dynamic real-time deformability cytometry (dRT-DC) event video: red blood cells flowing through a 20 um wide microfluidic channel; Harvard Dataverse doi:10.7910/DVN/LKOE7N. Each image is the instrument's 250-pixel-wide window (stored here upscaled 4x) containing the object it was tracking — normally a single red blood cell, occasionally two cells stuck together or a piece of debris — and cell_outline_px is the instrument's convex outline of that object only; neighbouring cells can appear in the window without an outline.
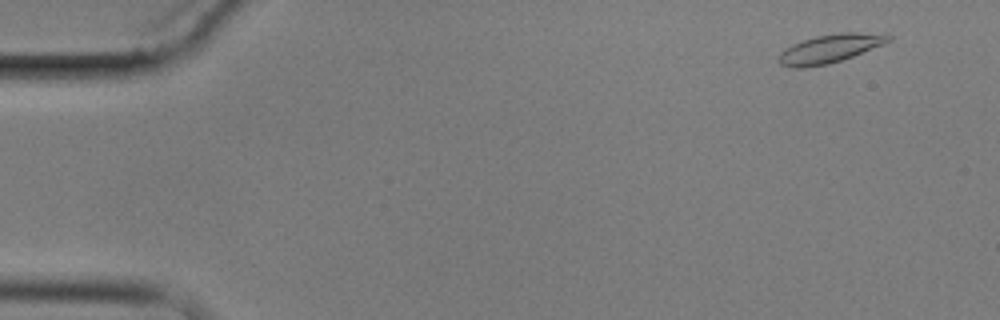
{"species": "common noctule bat (a hibernating species)", "species_latin": "Nyctalus noctula", "temperature_condition": "cold", "stored_images_in_passage": 10, "camera_frame_rate_fps": 3000, "um_per_image_px": 0.085, "animal": {"sex": "male", "body_mass_g": 17.9}, "frame": {"image": 1, "passage_image": 1, "time_ms": 0.0, "image_size_px": [1000, 320], "cell_outline_px": [[892, 40], [884, 44], [852, 56], [828, 64], [804, 68], [792, 68], [780, 64], [776, 60], [776, 56], [784, 48], [792, 44], [816, 36], [840, 32], [888, 32], [892, 36]], "centroid_in_image_um": [70.56, 4.11], "position_along_channel_um": 14.4, "area_um2": 18.67}}
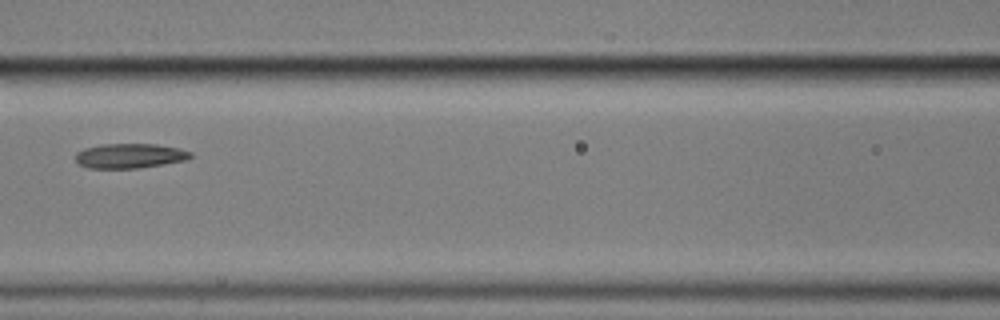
{"frame": {"image": 2, "passage_image": 7, "time_ms": 7.333, "image_size_px": [1000, 320], "cell_outline_px": [[192, 156], [188, 160], [164, 164], [136, 168], [88, 168], [80, 164], [76, 160], [76, 152], [84, 148], [100, 144], [156, 144], [180, 148], [192, 152]], "centroid_in_image_um": [11.06, 13.24], "position_along_channel_um": 155.5, "area_um2": 16.65}}
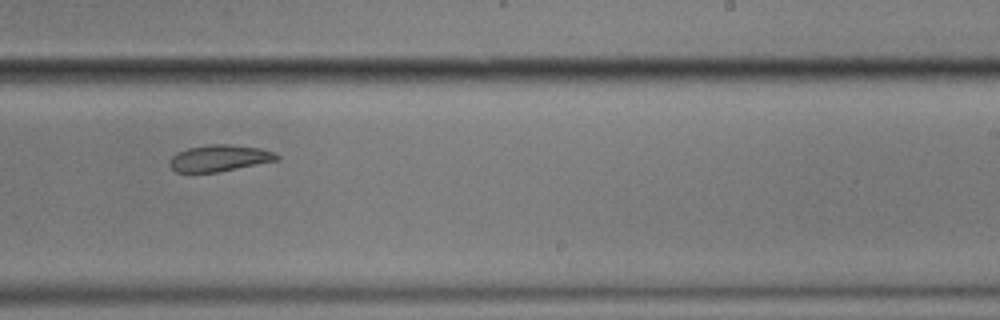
{"frame": {"image": 3, "passage_image": 10, "time_ms": 10.667, "image_size_px": [1000, 320], "cell_outline_px": [[280, 160], [216, 172], [176, 172], [168, 164], [168, 160], [176, 152], [188, 148], [208, 144], [228, 144], [260, 148], [272, 152], [280, 156]], "centroid_in_image_um": [18.63, 13.44], "position_along_channel_um": 270.4, "area_um2": 16.59}}